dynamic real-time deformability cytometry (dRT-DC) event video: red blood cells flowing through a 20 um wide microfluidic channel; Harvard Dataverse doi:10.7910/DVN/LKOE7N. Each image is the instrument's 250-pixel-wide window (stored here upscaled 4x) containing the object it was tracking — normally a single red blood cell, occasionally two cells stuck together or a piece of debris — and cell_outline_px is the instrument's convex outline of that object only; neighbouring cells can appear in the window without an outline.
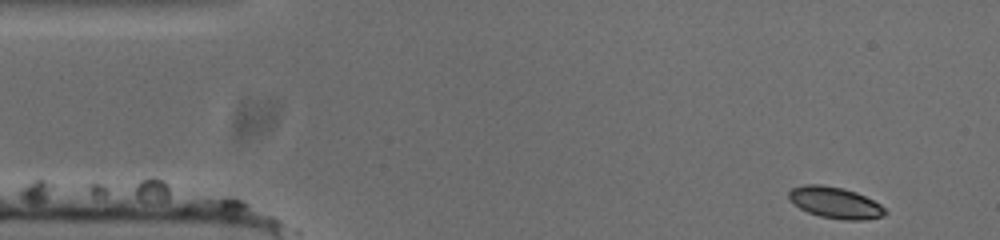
{"species": "common noctule bat (a hibernating species)", "species_latin": "Nyctalus noctula", "temperature_condition": "cold", "stored_images_in_passage": 2, "camera_frame_rate_fps": 3000, "um_per_image_px": 0.085, "animal": {"sex": "male", "body_mass_g": 20.0, "forearm_length_mm": 53.3}, "frame": {"image": 1, "passage_image": 1, "time_ms": 0.0, "image_size_px": [1000, 240], "cell_outline_px": [[884, 212], [876, 216], [824, 216], [812, 212], [796, 204], [792, 200], [792, 192], [796, 188], [836, 188], [852, 192], [872, 200]], "centroid_in_image_um": [70.97, 17.21], "position_along_channel_um": 14.0, "area_um2": 13.99}}